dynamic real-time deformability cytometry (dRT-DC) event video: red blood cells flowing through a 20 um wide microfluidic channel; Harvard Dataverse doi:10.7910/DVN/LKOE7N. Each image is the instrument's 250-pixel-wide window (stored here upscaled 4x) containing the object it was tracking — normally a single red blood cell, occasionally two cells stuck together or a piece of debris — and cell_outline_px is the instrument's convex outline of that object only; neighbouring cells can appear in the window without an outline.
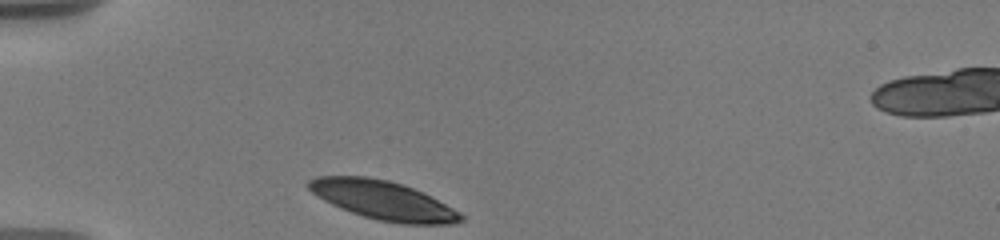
{"species": "human", "species_latin": "Homo sapiens", "temperature_condition": "warm", "stored_images_in_passage": 41, "camera_frame_rate_fps": 3000, "um_per_image_px": 0.085, "donor": {"sex": "male"}, "frame": {"image": 1, "passage_image": 1, "time_ms": 0.0, "image_size_px": [1000, 240], "cell_outline_px": [[464, 220], [452, 224], [400, 224], [376, 220], [340, 208], [316, 196], [308, 188], [308, 180], [316, 176], [368, 176], [388, 180], [412, 188], [460, 212], [464, 216]], "centroid_in_image_um": [32.53, 17.03], "position_along_channel_um": 52.5, "area_um2": 34.1}}
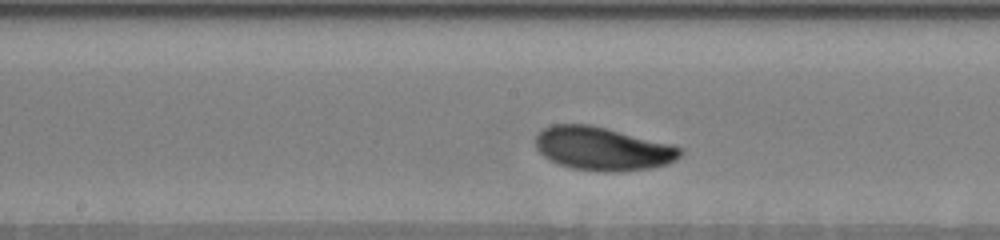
{"frame": {"image": 2, "passage_image": 19, "time_ms": 4.667, "image_size_px": [1000, 240], "cell_outline_px": [[684, 152], [676, 160], [668, 164], [648, 168], [620, 172], [604, 172], [572, 168], [560, 164], [544, 156], [536, 148], [536, 136], [544, 128], [552, 124], [592, 124], [672, 144], [684, 148]], "centroid_in_image_um": [51.27, 12.63], "position_along_channel_um": 196.9, "area_um2": 36.76}}
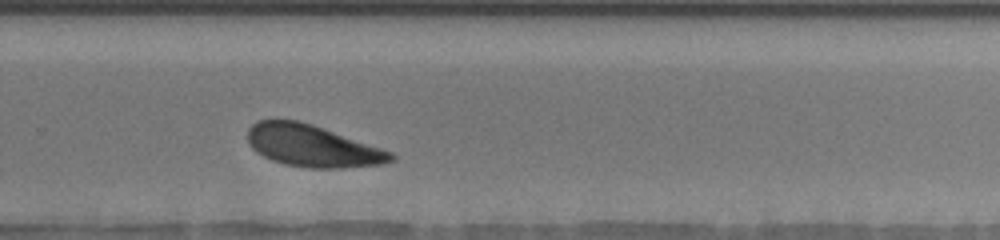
{"frame": {"image": 3, "passage_image": 34, "time_ms": 7.667, "image_size_px": [1000, 240], "cell_outline_px": [[396, 160], [384, 164], [344, 168], [308, 168], [284, 164], [272, 160], [256, 152], [252, 148], [248, 140], [248, 128], [256, 120], [296, 120], [312, 124], [392, 152], [396, 156]], "centroid_in_image_um": [26.56, 12.41], "position_along_channel_um": 303.2, "area_um2": 34.91}}